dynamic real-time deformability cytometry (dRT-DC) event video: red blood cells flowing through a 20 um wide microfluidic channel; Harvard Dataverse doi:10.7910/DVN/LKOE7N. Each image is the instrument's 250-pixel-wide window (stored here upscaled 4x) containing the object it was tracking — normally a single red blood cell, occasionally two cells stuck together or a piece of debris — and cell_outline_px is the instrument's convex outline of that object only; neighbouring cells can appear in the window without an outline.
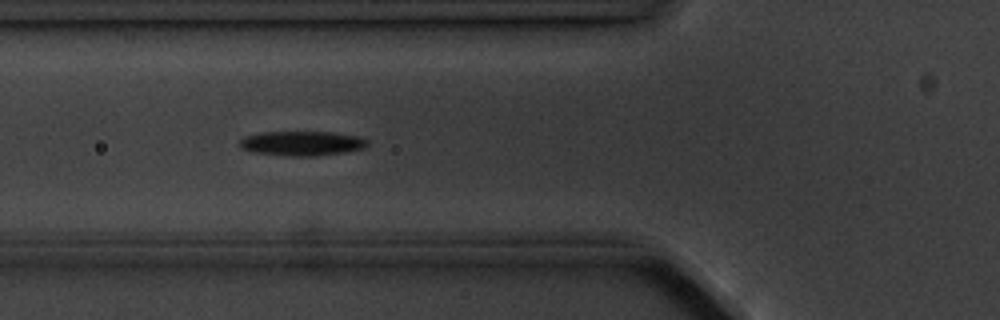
{"species": "common noctule bat (a hibernating species)", "species_latin": "Nyctalus noctula", "temperature_condition": "cold", "stored_images_in_passage": 4, "camera_frame_rate_fps": 3000, "um_per_image_px": 0.085, "animal": {"sex": "male", "body_mass_g": 20.1, "forearm_length_mm": 53.5}, "frame": {"image": 1, "passage_image": 4, "time_ms": 4.333, "image_size_px": [1000, 320], "cell_outline_px": [[368, 144], [364, 148], [344, 152], [316, 156], [292, 156], [252, 152], [244, 148], [240, 144], [240, 140], [248, 136], [260, 132], [332, 132], [356, 136], [368, 140]], "centroid_in_image_um": [25.7, 12.18], "position_along_channel_um": 100.1, "area_um2": 18.03}}